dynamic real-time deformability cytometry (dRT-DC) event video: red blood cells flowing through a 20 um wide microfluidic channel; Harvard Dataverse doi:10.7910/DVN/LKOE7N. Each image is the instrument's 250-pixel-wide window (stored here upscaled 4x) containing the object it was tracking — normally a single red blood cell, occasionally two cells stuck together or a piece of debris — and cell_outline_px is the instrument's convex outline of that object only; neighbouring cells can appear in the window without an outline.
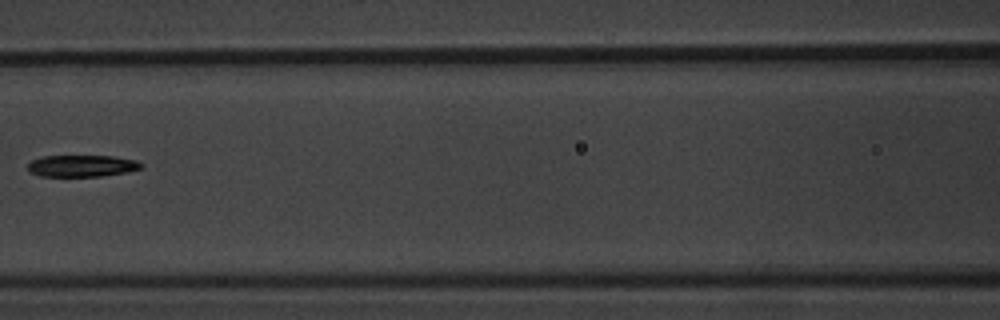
{"species": "common noctule bat (a hibernating species)", "species_latin": "Nyctalus noctula", "temperature_condition": "warm", "stored_images_in_passage": 8, "camera_frame_rate_fps": 3000, "um_per_image_px": 0.085, "animal": {"sex": "male", "body_mass_g": 20.1, "forearm_length_mm": 53.5}, "frame": {"image": 1, "passage_image": 7, "time_ms": 7.333, "image_size_px": [1000, 320], "cell_outline_px": [[144, 168], [124, 172], [100, 176], [40, 176], [28, 172], [28, 164], [32, 160], [44, 156], [112, 156], [136, 160], [144, 164]], "centroid_in_image_um": [6.96, 14.1], "position_along_channel_um": 159.6, "area_um2": 14.33}}
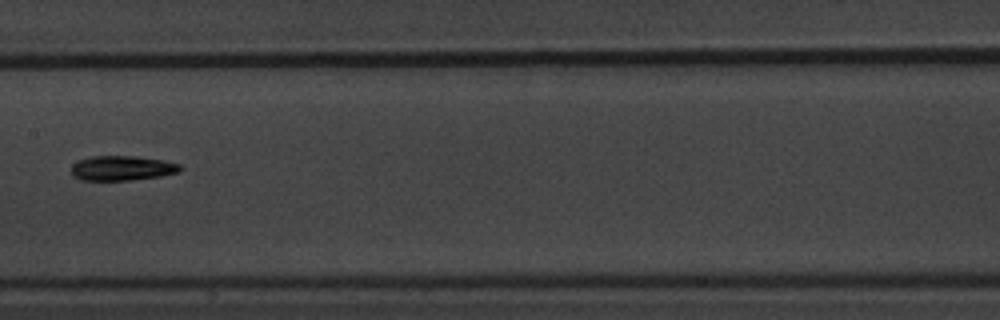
{"frame": {"image": 2, "passage_image": 8, "time_ms": 8.333, "image_size_px": [1000, 320], "cell_outline_px": [[184, 168], [180, 172], [160, 176], [132, 180], [80, 180], [72, 176], [72, 164], [76, 160], [92, 156], [132, 156], [160, 160], [180, 164]], "centroid_in_image_um": [10.35, 14.29], "position_along_channel_um": 197.0, "area_um2": 15.78}}